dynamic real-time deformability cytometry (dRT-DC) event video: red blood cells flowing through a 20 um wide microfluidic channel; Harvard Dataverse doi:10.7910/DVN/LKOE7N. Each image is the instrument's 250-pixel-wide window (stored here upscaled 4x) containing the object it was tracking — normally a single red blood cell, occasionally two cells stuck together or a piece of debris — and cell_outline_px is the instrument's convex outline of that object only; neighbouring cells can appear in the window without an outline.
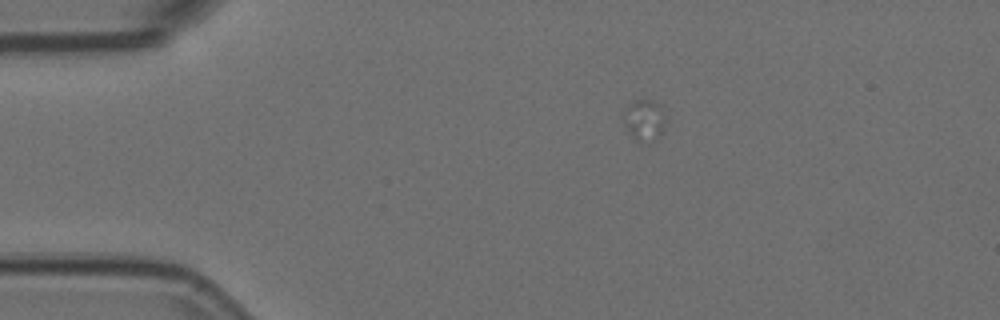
{"species": "Egyptian fruit bat (a non-hibernating species)", "species_latin": "Rousettus aegyptiacus", "temperature_condition": "room temperature", "stored_images_in_passage": 9, "camera_frame_rate_fps": 3000, "um_per_image_px": 0.085, "animal": {"sex": "female"}, "frame": {"image": 1, "passage_image": 2, "time_ms": 0.333, "image_size_px": [1000, 320], "cell_outline_px": [[664, 124], [660, 136], [648, 144], [636, 140], [628, 132], [620, 116], [636, 100], [652, 100], [664, 112]], "centroid_in_image_um": [54.74, 10.26], "position_along_channel_um": 30.3, "area_um2": 10.0}}